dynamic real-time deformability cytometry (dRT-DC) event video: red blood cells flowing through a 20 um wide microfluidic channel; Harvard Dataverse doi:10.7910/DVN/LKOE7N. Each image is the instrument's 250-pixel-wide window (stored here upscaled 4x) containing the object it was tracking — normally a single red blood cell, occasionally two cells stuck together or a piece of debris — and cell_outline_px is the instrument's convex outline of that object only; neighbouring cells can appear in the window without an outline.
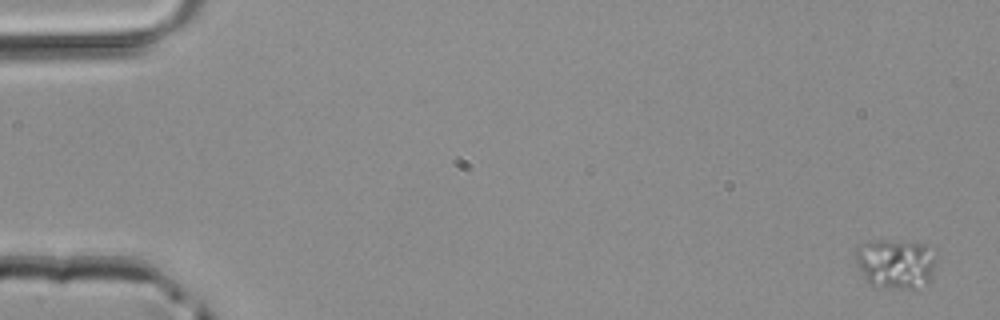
{"species": "common noctule bat (a hibernating species)", "species_latin": "Nyctalus noctula", "temperature_condition": "room temperature", "stored_images_in_passage": 4, "segment_of_instrument_passage": [2, 2], "camera_frame_rate_fps": 3000, "um_per_image_px": 0.085, "animal": {"sex": "male", "body_mass_g": 20.4}, "frame": {"image": 1, "passage_image": 4, "time_ms": 1.0, "image_size_px": [1000, 320], "cell_outline_px": [[936, 264], [932, 276], [928, 284], [912, 288], [884, 288], [868, 284], [864, 280], [856, 260], [856, 244], [872, 240], [884, 240], [924, 244], [936, 260]], "centroid_in_image_um": [76.08, 22.42], "position_along_channel_um": 8.9, "area_um2": 23.47}}